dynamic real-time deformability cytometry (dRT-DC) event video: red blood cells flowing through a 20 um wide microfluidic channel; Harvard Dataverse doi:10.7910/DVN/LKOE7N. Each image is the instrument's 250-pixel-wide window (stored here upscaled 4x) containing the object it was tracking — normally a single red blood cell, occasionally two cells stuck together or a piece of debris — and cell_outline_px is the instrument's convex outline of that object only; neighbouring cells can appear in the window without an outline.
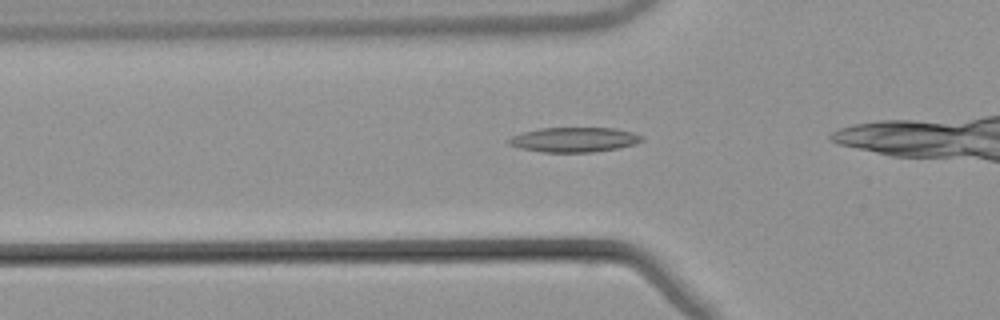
{"species": "common noctule bat (a hibernating species)", "species_latin": "Nyctalus noctula", "temperature_condition": "warm", "stored_images_in_passage": 29, "camera_frame_rate_fps": 3000, "um_per_image_px": 0.085, "animal": {"sex": "male", "body_mass_g": 21.5, "forearm_length_mm": 52.0}, "frame": {"image": 1, "passage_image": 5, "time_ms": 1.333, "image_size_px": [1000, 320], "cell_outline_px": [[644, 140], [636, 144], [620, 148], [592, 152], [544, 152], [520, 148], [508, 144], [504, 140], [512, 136], [524, 132], [540, 128], [616, 128], [632, 132], [644, 136]], "centroid_in_image_um": [48.83, 11.87], "position_along_channel_um": 77.0, "area_um2": 19.36}}
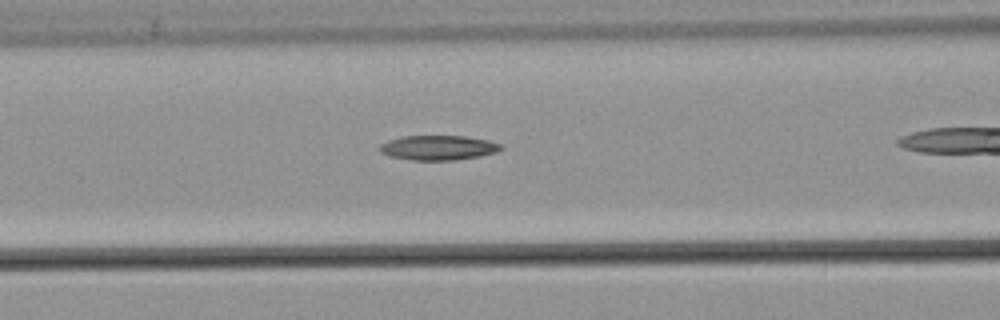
{"frame": {"image": 2, "passage_image": 9, "time_ms": 2.667, "image_size_px": [1000, 320], "cell_outline_px": [[504, 148], [496, 152], [480, 156], [452, 160], [412, 160], [388, 156], [380, 152], [376, 148], [380, 144], [388, 140], [404, 136], [464, 136], [488, 140], [500, 144]], "centroid_in_image_um": [37.2, 12.55], "position_along_channel_um": 129.4, "area_um2": 17.51}}